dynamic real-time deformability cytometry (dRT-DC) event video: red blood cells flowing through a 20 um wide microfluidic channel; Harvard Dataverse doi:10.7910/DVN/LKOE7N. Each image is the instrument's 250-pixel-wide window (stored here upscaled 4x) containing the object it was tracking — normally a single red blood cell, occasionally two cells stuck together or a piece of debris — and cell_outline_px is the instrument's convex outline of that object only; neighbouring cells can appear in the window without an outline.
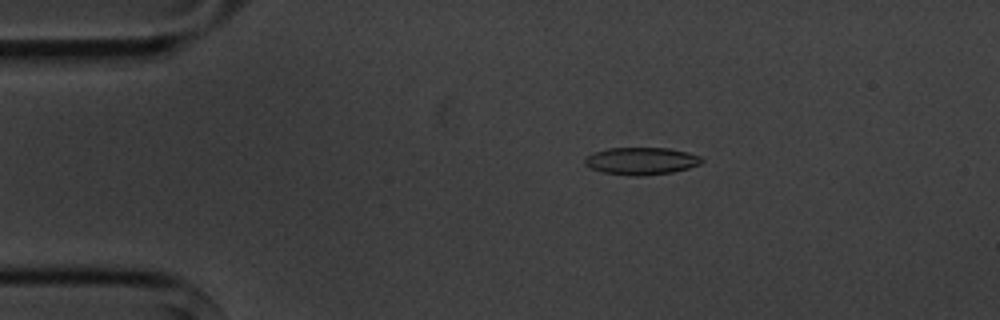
{"species": "common noctule bat (a hibernating species)", "species_latin": "Nyctalus noctula", "temperature_condition": "cold", "stored_images_in_passage": 9, "camera_frame_rate_fps": 3000, "um_per_image_px": 0.085, "animal": {"sex": "male", "body_mass_g": 20.1, "forearm_length_mm": 53.5}, "frame": {"image": 1, "passage_image": 3, "time_ms": 2.333, "image_size_px": [1000, 320], "cell_outline_px": [[704, 160], [700, 164], [688, 168], [672, 172], [644, 176], [632, 176], [604, 172], [592, 168], [584, 164], [584, 160], [588, 156], [596, 152], [608, 148], [668, 148], [688, 152], [700, 156]], "centroid_in_image_um": [54.54, 13.68], "position_along_channel_um": 30.5, "area_um2": 18.5}}
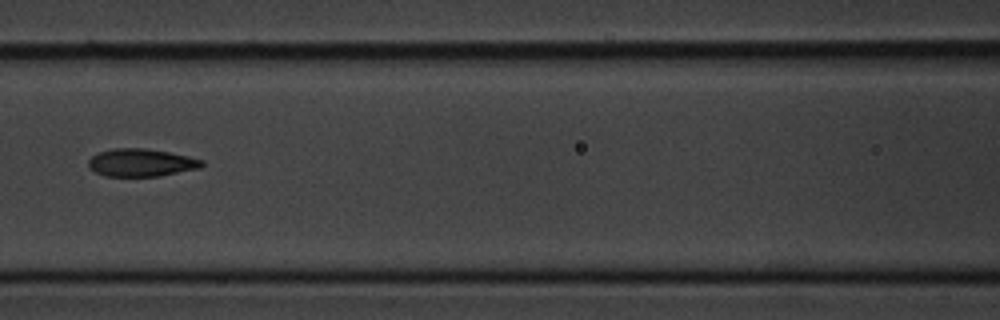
{"frame": {"image": 2, "passage_image": 7, "time_ms": 7.0, "image_size_px": [1000, 320], "cell_outline_px": [[204, 164], [200, 168], [160, 176], [104, 176], [88, 168], [88, 160], [96, 152], [112, 148], [144, 148], [168, 152], [188, 156], [204, 160]], "centroid_in_image_um": [11.97, 13.82], "position_along_channel_um": 154.6, "area_um2": 18.5}}
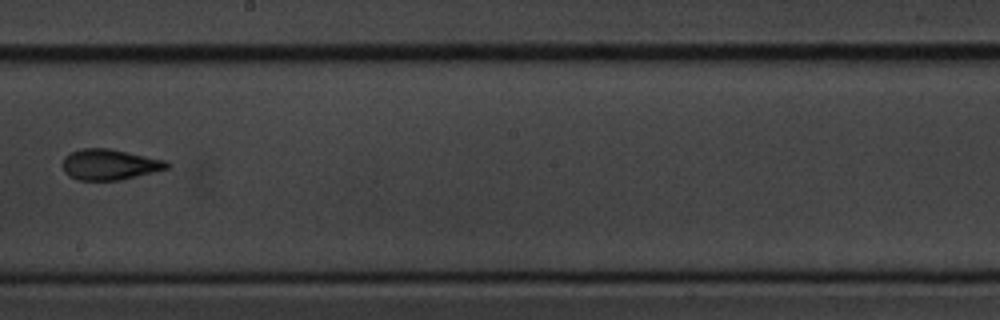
{"frame": {"image": 3, "passage_image": 9, "time_ms": 9.333, "image_size_px": [1000, 320], "cell_outline_px": [[172, 164], [168, 168], [120, 180], [76, 180], [68, 176], [64, 172], [60, 164], [64, 156], [80, 148], [108, 148], [168, 160]], "centroid_in_image_um": [9.28, 13.98], "position_along_channel_um": 238.9, "area_um2": 18.96}}